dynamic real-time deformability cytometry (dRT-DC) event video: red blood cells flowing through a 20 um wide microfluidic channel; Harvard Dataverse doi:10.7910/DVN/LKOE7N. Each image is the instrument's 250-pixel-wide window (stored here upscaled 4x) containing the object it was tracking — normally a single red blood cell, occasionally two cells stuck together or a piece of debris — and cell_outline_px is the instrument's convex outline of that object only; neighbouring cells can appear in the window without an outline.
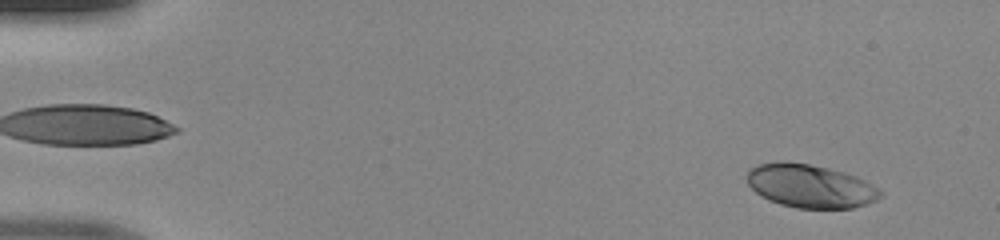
{"species": "human", "species_latin": "Homo sapiens", "temperature_condition": "room temperature", "stored_images_in_passage": 48, "camera_frame_rate_fps": 3000, "um_per_image_px": 0.085, "donor": {"sex": "male"}, "frame": {"image": 1, "passage_image": 3, "time_ms": 0.667, "image_size_px": [1000, 240], "cell_outline_px": [[884, 196], [876, 200], [852, 208], [796, 208], [780, 204], [768, 200], [760, 196], [748, 184], [744, 176], [748, 168], [756, 164], [784, 160], [808, 164], [828, 168], [844, 172], [856, 176], [880, 188], [884, 192]], "centroid_in_image_um": [68.83, 15.8], "position_along_channel_um": 16.2, "area_um2": 34.22}}
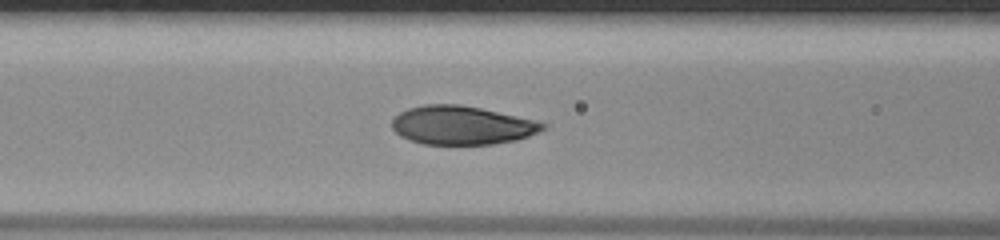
{"frame": {"image": 2, "passage_image": 20, "time_ms": 6.333, "image_size_px": [1000, 240], "cell_outline_px": [[548, 128], [528, 136], [516, 140], [492, 144], [424, 144], [400, 136], [392, 128], [392, 120], [400, 112], [408, 108], [424, 104], [460, 104], [480, 108], [516, 116], [548, 124]], "centroid_in_image_um": [39.25, 10.64], "position_along_channel_um": 127.3, "area_um2": 33.76}}
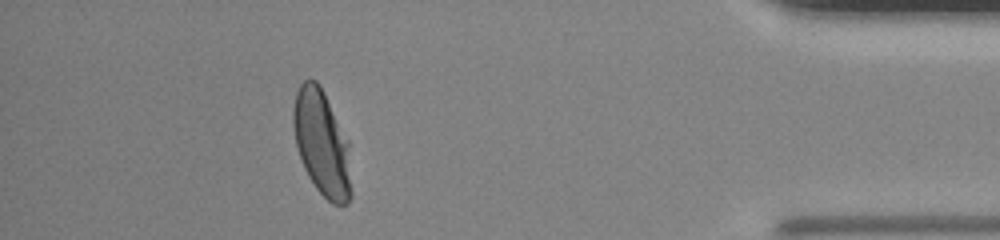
{"frame": {"image": 3, "passage_image": 43, "time_ms": 14.0, "image_size_px": [1000, 240], "cell_outline_px": [[352, 196], [348, 204], [332, 204], [316, 188], [308, 176], [304, 168], [296, 144], [292, 124], [292, 108], [296, 92], [300, 84], [304, 80], [316, 80], [320, 84], [348, 140], [352, 192]], "centroid_in_image_um": [27.35, 12.17], "position_along_channel_um": 407.8, "area_um2": 35.84}}